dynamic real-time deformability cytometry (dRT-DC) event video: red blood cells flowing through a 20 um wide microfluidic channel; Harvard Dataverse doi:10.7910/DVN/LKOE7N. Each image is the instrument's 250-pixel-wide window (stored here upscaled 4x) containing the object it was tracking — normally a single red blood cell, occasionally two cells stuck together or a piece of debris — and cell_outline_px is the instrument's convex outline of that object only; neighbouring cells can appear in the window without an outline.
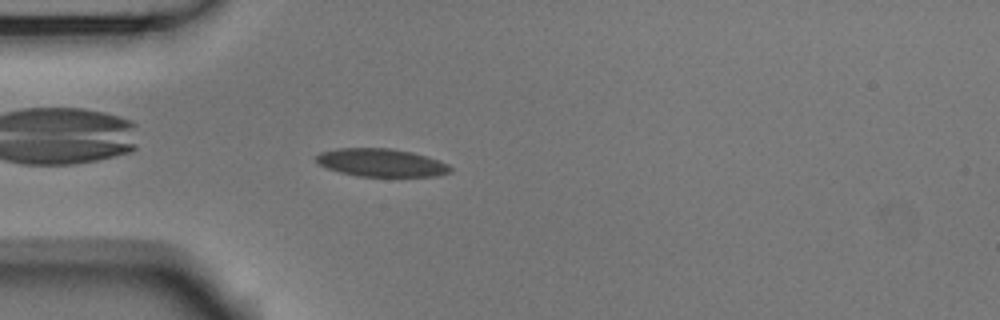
{"species": "Egyptian fruit bat (a non-hibernating species)", "species_latin": "Rousettus aegyptiacus", "temperature_condition": "room temperature", "stored_images_in_passage": 41, "camera_frame_rate_fps": 3000, "um_per_image_px": 0.085, "animal": {"sex": "male"}, "frame": {"image": 1, "passage_image": 3, "time_ms": 0.667, "image_size_px": [1000, 320], "cell_outline_px": [[452, 168], [448, 172], [436, 176], [356, 176], [340, 172], [328, 168], [320, 164], [316, 160], [316, 156], [320, 152], [336, 148], [392, 148], [412, 152], [448, 164]], "centroid_in_image_um": [32.37, 13.82], "position_along_channel_um": 52.6, "area_um2": 21.62}}
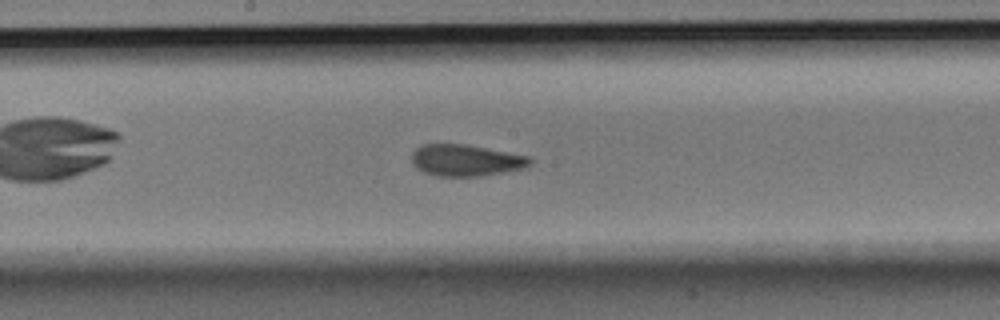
{"frame": {"image": 2, "passage_image": 16, "time_ms": 5.0, "image_size_px": [1000, 320], "cell_outline_px": [[532, 164], [520, 168], [480, 176], [436, 176], [424, 172], [416, 168], [412, 164], [412, 152], [420, 144], [464, 144], [528, 156], [532, 160]], "centroid_in_image_um": [39.52, 13.62], "position_along_channel_um": 208.7, "area_um2": 21.5}}
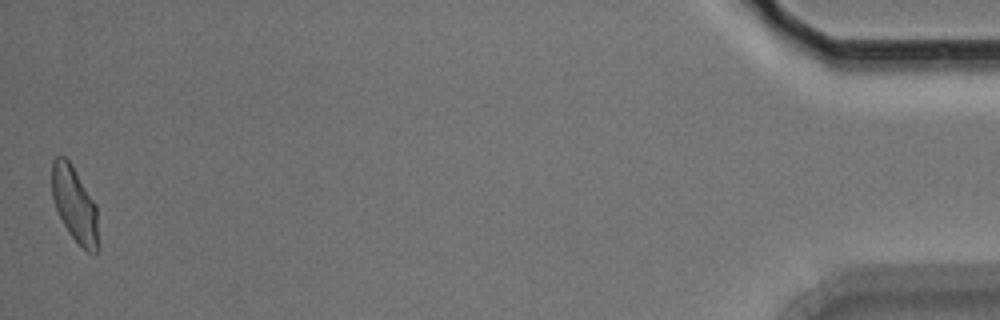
{"frame": {"image": 3, "passage_image": 41, "time_ms": 13.333, "image_size_px": [1000, 320], "cell_outline_px": [[100, 248], [96, 252], [88, 252], [68, 232], [56, 208], [52, 196], [52, 160], [56, 156], [64, 156], [72, 164], [96, 204]], "centroid_in_image_um": [6.37, 17.38], "position_along_channel_um": 428.8, "area_um2": 20.4}, "authors_computed_cell_mechanics": {"area_um2": 21.6172, "velocity_mm_per_s": 3.7647, "shape_relaxation_time_tau1_ms": 5.7018, "shape_relaxation_time_tau2_ms": 1.3627, "deformation_change_tau1": 0.1415, "deformation_change_tau2": 0.0543}}